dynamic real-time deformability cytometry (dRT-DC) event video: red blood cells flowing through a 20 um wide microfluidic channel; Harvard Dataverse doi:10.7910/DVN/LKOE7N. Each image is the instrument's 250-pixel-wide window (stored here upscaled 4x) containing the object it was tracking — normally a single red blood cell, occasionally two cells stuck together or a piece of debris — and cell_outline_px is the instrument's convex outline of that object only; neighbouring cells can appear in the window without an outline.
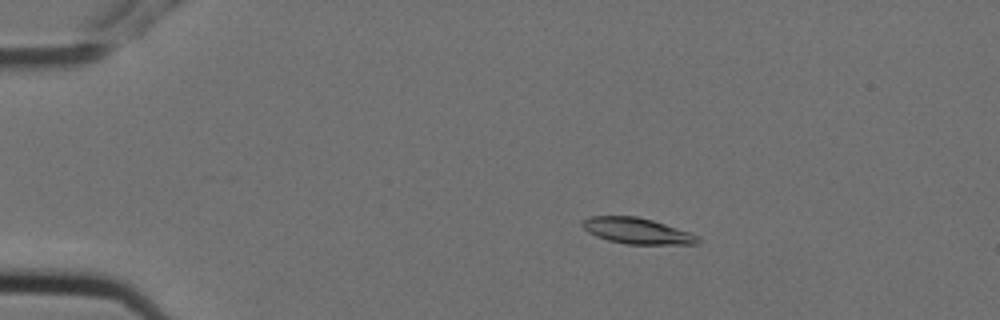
{"species": "Egyptian fruit bat (a non-hibernating species)", "species_latin": "Rousettus aegyptiacus", "temperature_condition": "cold", "stored_images_in_passage": 3, "camera_frame_rate_fps": 3000, "um_per_image_px": 0.085, "animal": {"sex": "female"}, "frame": {"image": 1, "passage_image": 2, "time_ms": 0.333, "image_size_px": [1000, 320], "cell_outline_px": [[700, 240], [696, 244], [628, 244], [608, 240], [596, 236], [588, 232], [580, 224], [588, 216], [636, 216], [652, 220], [692, 232], [700, 236]], "centroid_in_image_um": [54.17, 19.62], "position_along_channel_um": 30.8, "area_um2": 17.51}}